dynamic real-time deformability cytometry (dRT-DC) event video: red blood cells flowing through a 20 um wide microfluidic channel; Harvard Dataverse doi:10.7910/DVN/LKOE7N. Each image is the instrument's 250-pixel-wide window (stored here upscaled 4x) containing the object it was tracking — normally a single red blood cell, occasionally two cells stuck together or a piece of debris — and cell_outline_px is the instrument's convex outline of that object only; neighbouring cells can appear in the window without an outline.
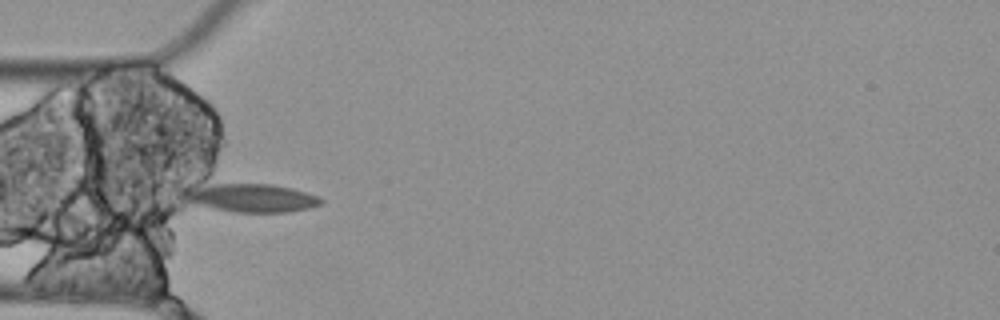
{"species": "Egyptian fruit bat (a non-hibernating species)", "species_latin": "Rousettus aegyptiacus", "temperature_condition": "cold", "stored_images_in_passage": 8, "camera_frame_rate_fps": 3000, "um_per_image_px": 0.085, "animal": {"sex": "female"}, "frame": {"image": 1, "passage_image": 4, "time_ms": 1.0, "image_size_px": [1000, 320], "cell_outline_px": [[324, 200], [320, 204], [308, 208], [288, 212], [236, 212], [216, 208], [200, 204], [188, 200], [188, 196], [192, 192], [212, 184], [272, 184], [292, 188], [316, 196]], "centroid_in_image_um": [21.59, 16.83], "position_along_channel_um": 63.4, "area_um2": 21.21}}
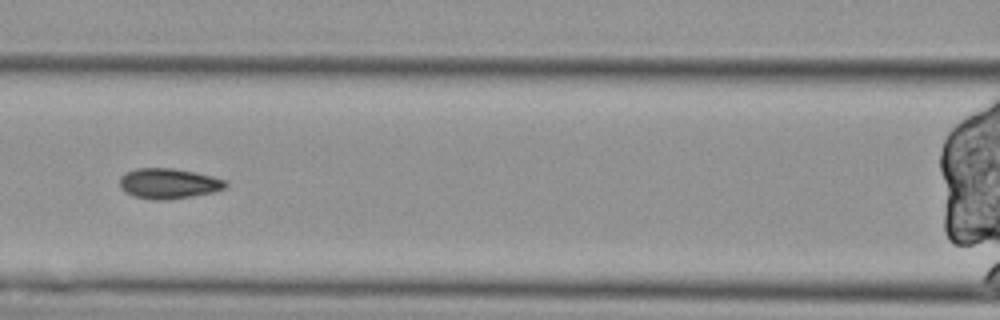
{"frame": {"image": 2, "passage_image": 6, "time_ms": 1.667, "image_size_px": [1000, 320], "cell_outline_px": [[228, 184], [224, 188], [212, 192], [164, 200], [152, 200], [132, 196], [124, 192], [120, 188], [120, 176], [124, 172], [136, 168], [172, 168], [196, 172], [212, 176], [224, 180]], "centroid_in_image_um": [14.26, 15.59], "position_along_channel_um": 152.3, "area_um2": 18.73}}
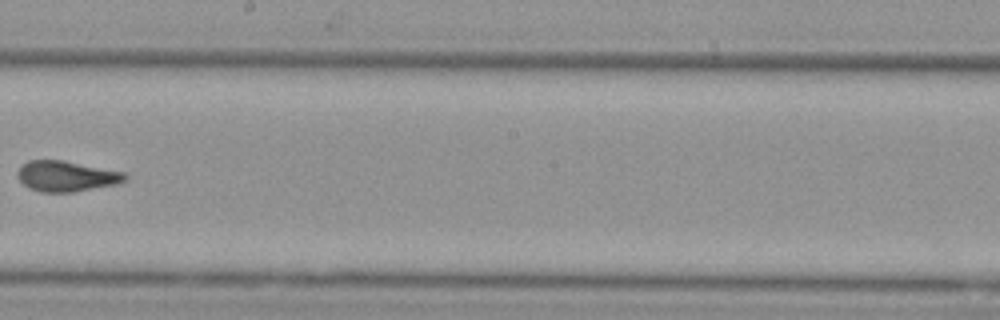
{"frame": {"image": 3, "passage_image": 8, "time_ms": 2.333, "image_size_px": [1000, 320], "cell_outline_px": [[128, 180], [120, 184], [72, 192], [40, 192], [28, 188], [16, 176], [16, 172], [28, 160], [64, 160], [124, 172], [128, 176]], "centroid_in_image_um": [5.68, 14.98], "position_along_channel_um": 242.5, "area_um2": 19.36}}